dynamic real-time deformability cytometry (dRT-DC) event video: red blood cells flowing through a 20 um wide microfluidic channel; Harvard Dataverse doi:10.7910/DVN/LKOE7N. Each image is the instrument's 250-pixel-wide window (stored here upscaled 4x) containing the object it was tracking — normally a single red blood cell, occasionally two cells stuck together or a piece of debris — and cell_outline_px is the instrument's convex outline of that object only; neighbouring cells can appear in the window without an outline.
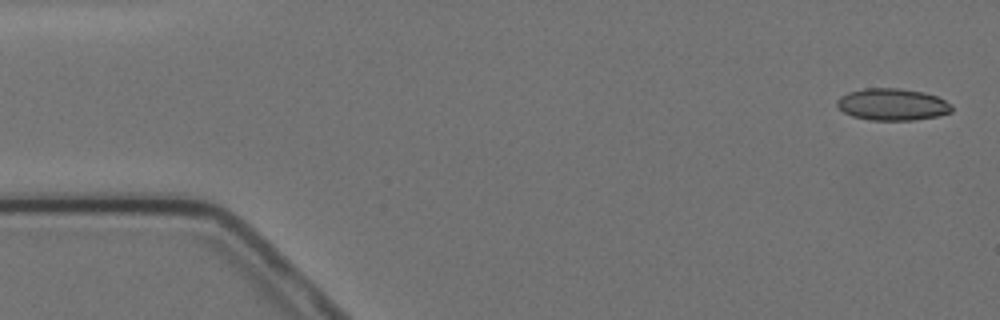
{"species": "Egyptian fruit bat (a non-hibernating species)", "species_latin": "Rousettus aegyptiacus", "temperature_condition": "cold", "stored_images_in_passage": 5, "camera_frame_rate_fps": 3000, "um_per_image_px": 0.085, "animal": {"sex": "female"}, "frame": {"image": 1, "passage_image": 1, "time_ms": 0.0, "image_size_px": [1000, 320], "cell_outline_px": [[952, 112], [936, 116], [916, 120], [872, 120], [852, 116], [844, 112], [836, 104], [836, 100], [840, 96], [848, 92], [864, 88], [900, 88], [924, 92], [936, 96], [952, 104]], "centroid_in_image_um": [75.85, 8.87], "position_along_channel_um": 9.2, "area_um2": 21.39}}